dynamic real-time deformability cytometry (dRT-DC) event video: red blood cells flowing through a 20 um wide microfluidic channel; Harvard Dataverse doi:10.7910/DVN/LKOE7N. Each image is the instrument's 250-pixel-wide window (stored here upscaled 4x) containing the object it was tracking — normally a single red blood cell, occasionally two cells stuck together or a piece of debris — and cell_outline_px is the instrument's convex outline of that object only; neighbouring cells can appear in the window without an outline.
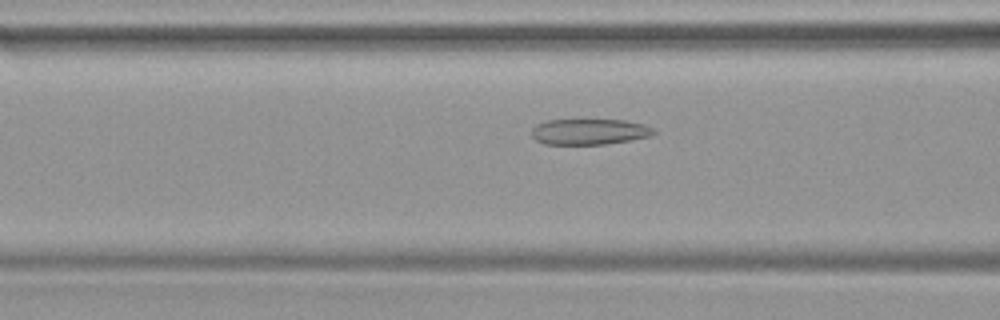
{"species": "common noctule bat (a hibernating species)", "species_latin": "Nyctalus noctula", "temperature_condition": "warm", "stored_images_in_passage": 17, "camera_frame_rate_fps": 3000, "um_per_image_px": 0.085, "animal": {"sex": "female", "body_mass_g": 19.9}, "frame": {"image": 1, "passage_image": 12, "time_ms": 3.667, "image_size_px": [1000, 320], "cell_outline_px": [[656, 132], [652, 136], [604, 144], [544, 144], [536, 140], [532, 136], [532, 128], [536, 124], [548, 120], [624, 120], [644, 124], [652, 128]], "centroid_in_image_um": [50.08, 11.19], "position_along_channel_um": 116.5, "area_um2": 18.26}}
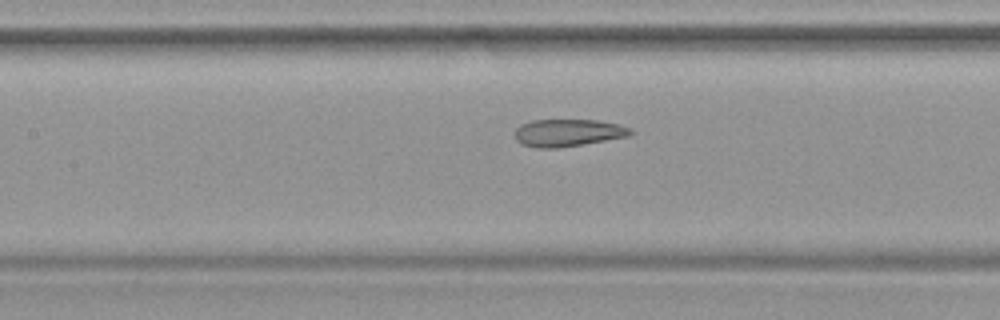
{"frame": {"image": 2, "passage_image": 15, "time_ms": 4.667, "image_size_px": [1000, 320], "cell_outline_px": [[636, 132], [628, 136], [556, 148], [536, 148], [520, 144], [516, 140], [516, 128], [520, 124], [532, 120], [600, 120], [620, 124], [632, 128]], "centroid_in_image_um": [48.29, 11.27], "position_along_channel_um": 159.1, "area_um2": 18.5}}